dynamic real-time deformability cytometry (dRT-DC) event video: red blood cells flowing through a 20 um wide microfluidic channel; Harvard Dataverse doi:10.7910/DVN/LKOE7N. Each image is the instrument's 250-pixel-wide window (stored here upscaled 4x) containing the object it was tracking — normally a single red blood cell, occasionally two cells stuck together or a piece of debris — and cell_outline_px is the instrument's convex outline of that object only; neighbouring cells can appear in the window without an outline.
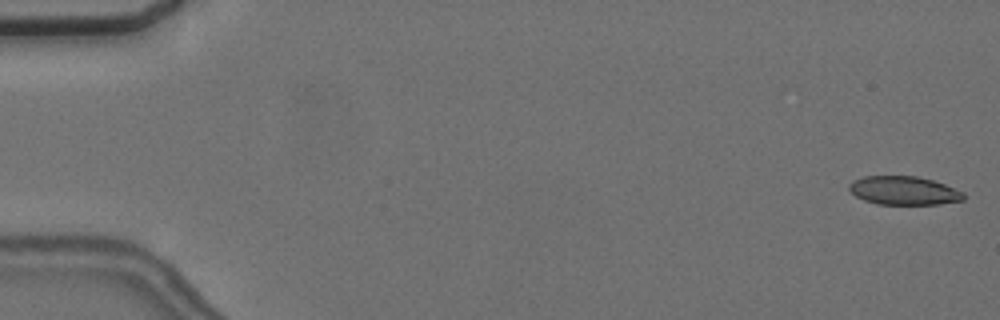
{"species": "common noctule bat (a hibernating species)", "species_latin": "Nyctalus noctula", "temperature_condition": "cold", "stored_images_in_passage": 6, "camera_frame_rate_fps": 3000, "um_per_image_px": 0.085, "animal": {"sex": "female", "body_mass_g": 24.6, "forearm_length_mm": 56.2}, "frame": {"image": 1, "passage_image": 1, "time_ms": 0.0, "image_size_px": [1000, 320], "cell_outline_px": [[964, 200], [940, 204], [876, 204], [864, 200], [856, 196], [848, 188], [848, 184], [852, 180], [864, 176], [916, 176], [932, 180], [944, 184], [964, 192]], "centroid_in_image_um": [76.81, 16.2], "position_along_channel_um": 8.2, "area_um2": 19.07}}